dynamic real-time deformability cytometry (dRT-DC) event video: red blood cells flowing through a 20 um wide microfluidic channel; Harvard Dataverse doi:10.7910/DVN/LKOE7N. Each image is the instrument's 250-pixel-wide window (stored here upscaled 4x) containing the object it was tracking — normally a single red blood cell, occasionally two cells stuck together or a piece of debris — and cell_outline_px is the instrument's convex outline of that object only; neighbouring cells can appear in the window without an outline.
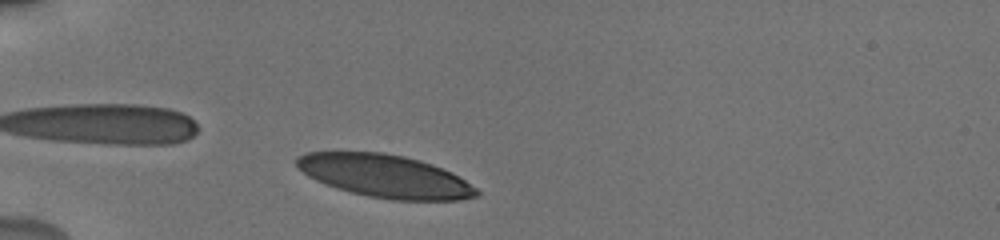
{"species": "human", "species_latin": "Homo sapiens", "temperature_condition": "cold", "stored_images_in_passage": 37, "camera_frame_rate_fps": 3000, "um_per_image_px": 0.085, "donor": {"sex": "male"}, "frame": {"image": 1, "passage_image": 3, "time_ms": 0.667, "image_size_px": [1000, 240], "cell_outline_px": [[480, 192], [476, 196], [460, 200], [392, 200], [368, 196], [336, 188], [316, 180], [308, 176], [296, 168], [296, 156], [304, 152], [384, 152], [404, 156], [420, 160], [432, 164], [452, 172], [476, 188]], "centroid_in_image_um": [32.7, 14.96], "position_along_channel_um": 52.3, "area_um2": 44.97}}
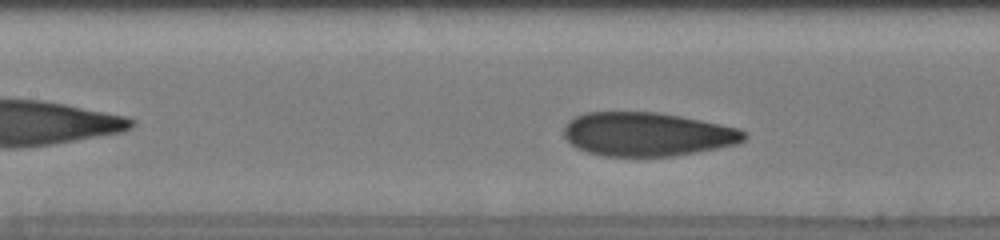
{"frame": {"image": 2, "passage_image": 13, "time_ms": 4.0, "image_size_px": [1000, 240], "cell_outline_px": [[748, 136], [744, 140], [736, 144], [696, 152], [672, 156], [604, 156], [588, 152], [576, 148], [564, 136], [564, 124], [568, 120], [584, 112], [656, 112], [680, 116], [740, 128]], "centroid_in_image_um": [54.99, 11.4], "position_along_channel_um": 152.4, "area_um2": 45.95}}
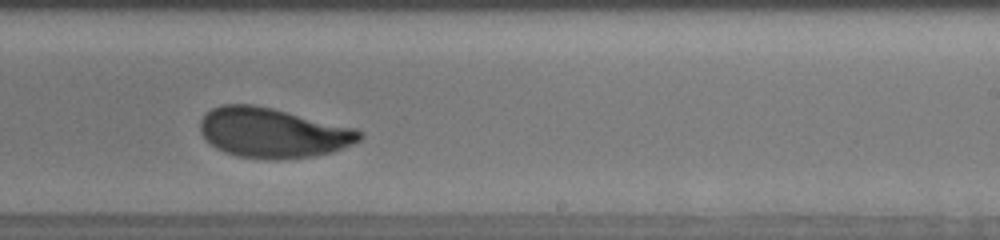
{"frame": {"image": 3, "passage_image": 22, "time_ms": 7.0, "image_size_px": [1000, 240], "cell_outline_px": [[364, 136], [360, 140], [352, 144], [332, 152], [312, 156], [280, 160], [272, 160], [236, 156], [224, 152], [216, 148], [200, 132], [200, 120], [212, 108], [220, 104], [252, 104], [272, 108], [356, 128], [364, 132]], "centroid_in_image_um": [23.2, 11.29], "position_along_channel_um": 265.8, "area_um2": 46.41}, "authors_computed_cell_mechanics": {"area_um2": 45.951, "velocity_mm_per_s": 3.8037, "shape_relaxation_time_tau1_ms": 2.9313, "shape_relaxation_time_tau2_ms": 0.748, "deformation_change_tau1": 0.1315, "deformation_change_tau2": 0.0639}}